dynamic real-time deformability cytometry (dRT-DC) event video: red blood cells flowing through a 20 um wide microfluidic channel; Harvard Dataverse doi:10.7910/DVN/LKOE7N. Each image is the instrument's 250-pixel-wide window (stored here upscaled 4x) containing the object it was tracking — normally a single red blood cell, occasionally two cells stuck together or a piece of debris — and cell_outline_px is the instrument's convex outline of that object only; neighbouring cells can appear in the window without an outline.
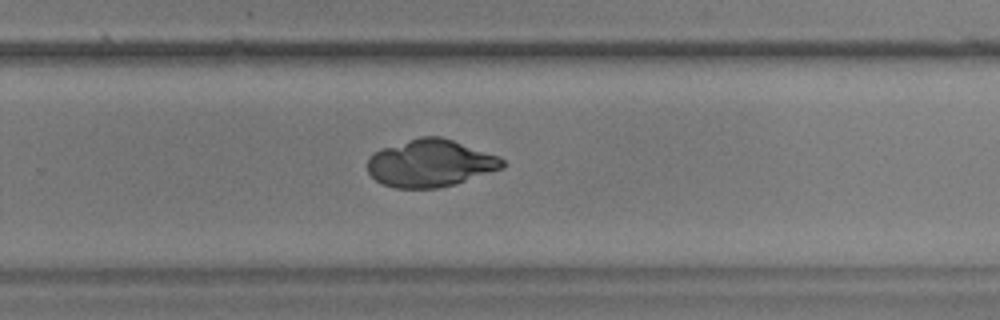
{"species": "common noctule bat (a hibernating species)", "species_latin": "Nyctalus noctula", "temperature_condition": "warm", "stored_images_in_passage": 37, "camera_frame_rate_fps": 3000, "um_per_image_px": 0.085, "animal": {"sex": "male", "body_mass_g": 17.9, "forearm_length_mm": 54.2}, "frame": {"image": 1, "passage_image": 21, "time_ms": 6.667, "image_size_px": [1000, 320], "cell_outline_px": [[508, 164], [504, 168], [452, 184], [436, 188], [392, 188], [380, 184], [368, 172], [368, 160], [380, 148], [420, 136], [440, 136], [452, 140], [496, 156], [504, 160]], "centroid_in_image_um": [36.55, 13.88], "position_along_channel_um": 293.3, "area_um2": 36.88}}